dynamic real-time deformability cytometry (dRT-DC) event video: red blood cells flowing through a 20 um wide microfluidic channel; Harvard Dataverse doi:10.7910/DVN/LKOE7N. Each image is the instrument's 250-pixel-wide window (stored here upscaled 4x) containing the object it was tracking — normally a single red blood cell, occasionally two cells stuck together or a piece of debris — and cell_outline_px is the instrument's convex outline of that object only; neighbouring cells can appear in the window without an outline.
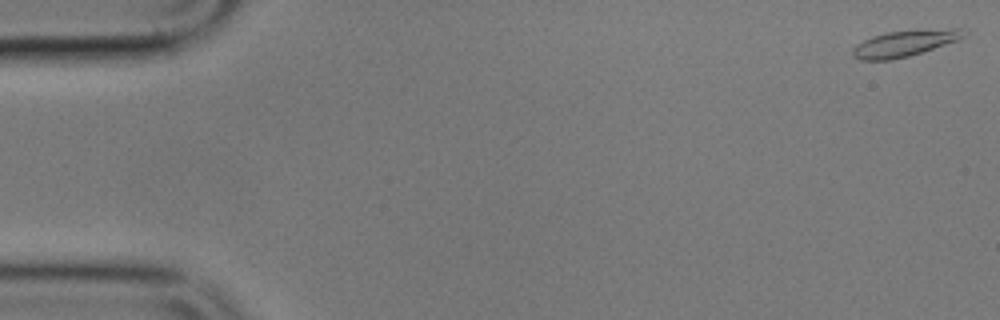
{"species": "common noctule bat (a hibernating species)", "species_latin": "Nyctalus noctula", "temperature_condition": "cold", "stored_images_in_passage": 11, "camera_frame_rate_fps": 3000, "um_per_image_px": 0.085, "animal": {"sex": "male", "body_mass_g": 17.9}, "frame": {"image": 1, "passage_image": 1, "time_ms": 0.0, "image_size_px": [1000, 320], "cell_outline_px": [[968, 32], [964, 36], [956, 40], [908, 56], [888, 60], [860, 60], [852, 56], [852, 48], [856, 44], [872, 36], [888, 32], [952, 28], [960, 28]], "centroid_in_image_um": [76.83, 3.68], "position_along_channel_um": 8.2, "area_um2": 16.59}}